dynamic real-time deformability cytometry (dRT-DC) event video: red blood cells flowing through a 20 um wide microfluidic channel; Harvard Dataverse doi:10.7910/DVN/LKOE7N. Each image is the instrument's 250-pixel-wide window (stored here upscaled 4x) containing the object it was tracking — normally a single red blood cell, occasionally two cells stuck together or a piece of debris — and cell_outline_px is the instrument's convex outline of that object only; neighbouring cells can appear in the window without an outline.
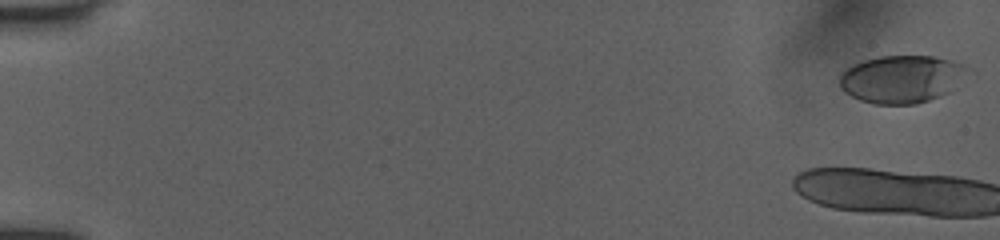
{"species": "human", "species_latin": "Homo sapiens", "temperature_condition": "room temperature", "stored_images_in_passage": 16, "camera_frame_rate_fps": 3000, "um_per_image_px": 0.085, "donor": {"sex": "female"}, "frame": {"image": 1, "passage_image": 1, "time_ms": 0.0, "image_size_px": [1000, 240], "cell_outline_px": [[976, 72], [948, 92], [940, 96], [916, 104], [876, 104], [860, 100], [844, 92], [840, 88], [840, 72], [844, 68], [852, 64], [864, 60], [880, 56], [932, 56], [952, 60], [968, 64]], "centroid_in_image_um": [76.73, 6.7], "position_along_channel_um": 8.3, "area_um2": 36.47}}